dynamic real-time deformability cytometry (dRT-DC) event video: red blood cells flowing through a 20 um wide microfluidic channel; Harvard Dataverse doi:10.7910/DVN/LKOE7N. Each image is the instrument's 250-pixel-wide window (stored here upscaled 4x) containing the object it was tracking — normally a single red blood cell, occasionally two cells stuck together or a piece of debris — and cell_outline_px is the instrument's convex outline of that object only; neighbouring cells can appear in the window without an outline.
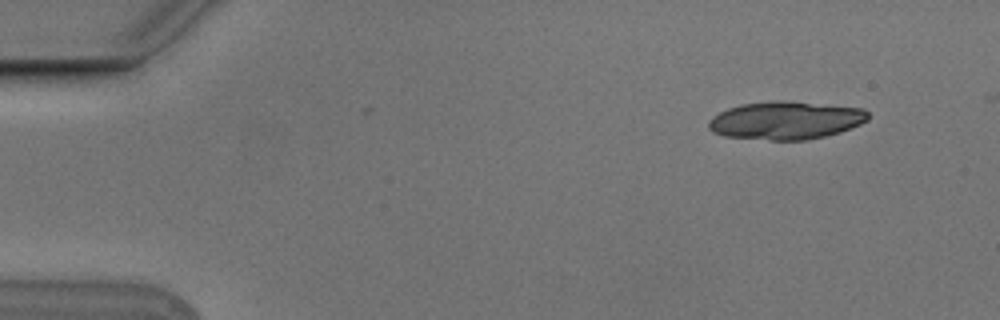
{"species": "Egyptian fruit bat (a non-hibernating species)", "species_latin": "Rousettus aegyptiacus", "temperature_condition": "cold", "stored_images_in_passage": 4, "camera_frame_rate_fps": 3000, "um_per_image_px": 0.085, "animal": {"sex": "male"}, "frame": {"image": 1, "passage_image": 1, "time_ms": 0.0, "image_size_px": [1000, 320], "cell_outline_px": [[868, 120], [860, 124], [840, 132], [824, 136], [804, 140], [772, 140], [724, 136], [712, 132], [708, 128], [708, 120], [712, 116], [728, 108], [740, 104], [776, 100], [780, 100], [864, 108], [868, 112]], "centroid_in_image_um": [66.76, 10.23], "position_along_channel_um": 18.2, "area_um2": 35.32}}